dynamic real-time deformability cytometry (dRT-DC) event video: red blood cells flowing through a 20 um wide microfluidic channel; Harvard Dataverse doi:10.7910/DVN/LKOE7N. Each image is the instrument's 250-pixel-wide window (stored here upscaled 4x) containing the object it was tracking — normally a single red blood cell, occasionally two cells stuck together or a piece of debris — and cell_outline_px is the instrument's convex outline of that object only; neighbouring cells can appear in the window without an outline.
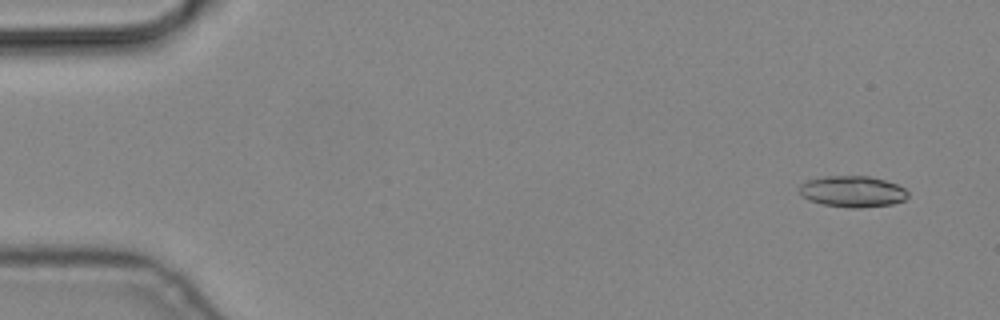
{"species": "common noctule bat (a hibernating species)", "species_latin": "Nyctalus noctula", "temperature_condition": "cold", "stored_images_in_passage": 4, "camera_frame_rate_fps": 3000, "um_per_image_px": 0.085, "animal": {"sex": "male", "body_mass_g": 19.2, "forearm_length_mm": 51.8}, "frame": {"image": 1, "passage_image": 1, "time_ms": 0.0, "image_size_px": [1000, 320], "cell_outline_px": [[908, 196], [904, 200], [892, 204], [860, 208], [848, 208], [824, 204], [808, 200], [800, 192], [800, 184], [808, 180], [824, 176], [868, 176], [884, 180], [896, 184], [904, 188], [908, 192]], "centroid_in_image_um": [72.47, 16.28], "position_along_channel_um": 12.5, "area_um2": 19.65}}